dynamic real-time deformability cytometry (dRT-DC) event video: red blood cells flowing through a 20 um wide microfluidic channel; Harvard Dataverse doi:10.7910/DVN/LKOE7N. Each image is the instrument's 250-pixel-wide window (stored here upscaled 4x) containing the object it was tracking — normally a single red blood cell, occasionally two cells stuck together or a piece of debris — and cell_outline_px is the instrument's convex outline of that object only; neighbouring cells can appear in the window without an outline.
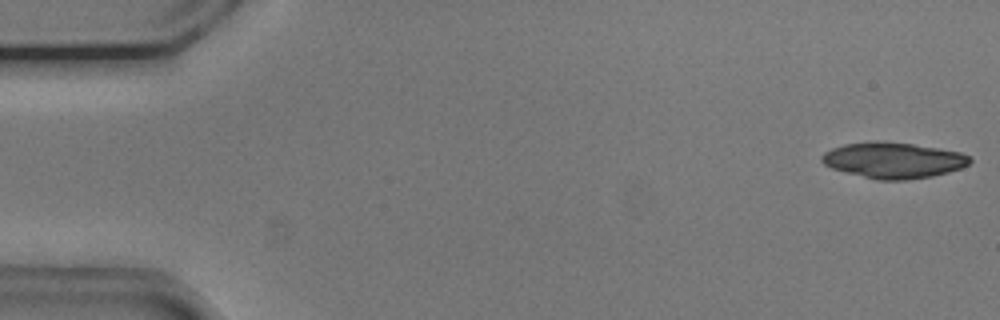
{"species": "common noctule bat (a hibernating species)", "species_latin": "Nyctalus noctula", "temperature_condition": "cold", "stored_images_in_passage": 37, "camera_frame_rate_fps": 3000, "um_per_image_px": 0.085, "animal": {"sex": "male", "body_mass_g": 20.5, "forearm_length_mm": 52.5}, "frame": {"image": 1, "passage_image": 1, "time_ms": 0.0, "image_size_px": [1000, 320], "cell_outline_px": [[972, 160], [968, 164], [960, 168], [948, 172], [932, 176], [904, 180], [876, 180], [832, 168], [824, 164], [820, 160], [820, 156], [824, 152], [832, 148], [844, 144], [876, 140], [912, 144], [960, 152], [968, 156]], "centroid_in_image_um": [75.89, 13.62], "position_along_channel_um": 9.1, "area_um2": 30.81}}